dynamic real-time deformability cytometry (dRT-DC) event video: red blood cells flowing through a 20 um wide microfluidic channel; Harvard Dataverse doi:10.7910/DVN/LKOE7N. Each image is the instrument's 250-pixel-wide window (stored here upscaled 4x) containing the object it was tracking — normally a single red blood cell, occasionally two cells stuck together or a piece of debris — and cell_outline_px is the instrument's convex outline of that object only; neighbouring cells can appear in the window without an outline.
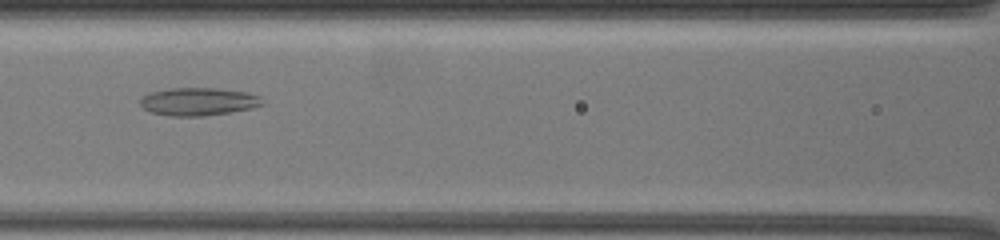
{"species": "common noctule bat (a hibernating species)", "species_latin": "Nyctalus noctula", "temperature_condition": "warm", "stored_images_in_passage": 42, "segment_of_instrument_passage": [2, 2], "camera_frame_rate_fps": 3000, "um_per_image_px": 0.085, "animal": {"sex": "female", "body_mass_g": 19.5, "forearm_length_mm": 54.1}, "frame": {"image": 1, "passage_image": 14, "time_ms": 9.0, "image_size_px": [1000, 240], "cell_outline_px": [[264, 104], [252, 108], [232, 112], [204, 116], [168, 116], [152, 112], [144, 108], [140, 104], [140, 96], [152, 92], [168, 88], [216, 88], [248, 92], [260, 96]], "centroid_in_image_um": [16.87, 8.63], "position_along_channel_um": 149.7, "area_um2": 20.0}}
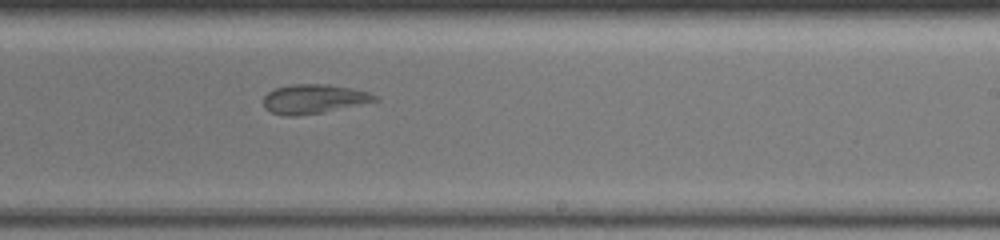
{"frame": {"image": 2, "passage_image": 23, "time_ms": 12.333, "image_size_px": [1000, 240], "cell_outline_px": [[380, 100], [320, 112], [296, 116], [284, 116], [272, 112], [264, 108], [264, 96], [268, 92], [276, 88], [292, 84], [328, 84], [352, 88], [368, 92], [376, 96]], "centroid_in_image_um": [26.64, 8.4], "position_along_channel_um": 262.4, "area_um2": 18.73}}
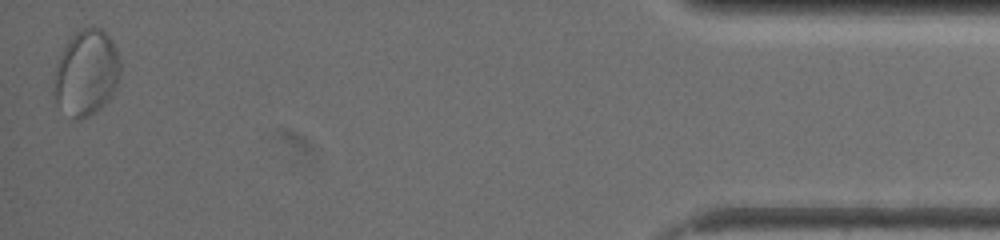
{"frame": {"image": 3, "passage_image": 42, "time_ms": 19.333, "image_size_px": [1000, 240], "cell_outline_px": [[120, 76], [116, 88], [112, 96], [96, 112], [80, 120], [72, 120], [56, 104], [52, 88], [56, 64], [68, 40], [76, 32], [84, 28], [100, 28], [108, 36], [116, 48], [120, 60]], "centroid_in_image_um": [7.32, 6.25], "position_along_channel_um": 427.9, "area_um2": 33.52}}